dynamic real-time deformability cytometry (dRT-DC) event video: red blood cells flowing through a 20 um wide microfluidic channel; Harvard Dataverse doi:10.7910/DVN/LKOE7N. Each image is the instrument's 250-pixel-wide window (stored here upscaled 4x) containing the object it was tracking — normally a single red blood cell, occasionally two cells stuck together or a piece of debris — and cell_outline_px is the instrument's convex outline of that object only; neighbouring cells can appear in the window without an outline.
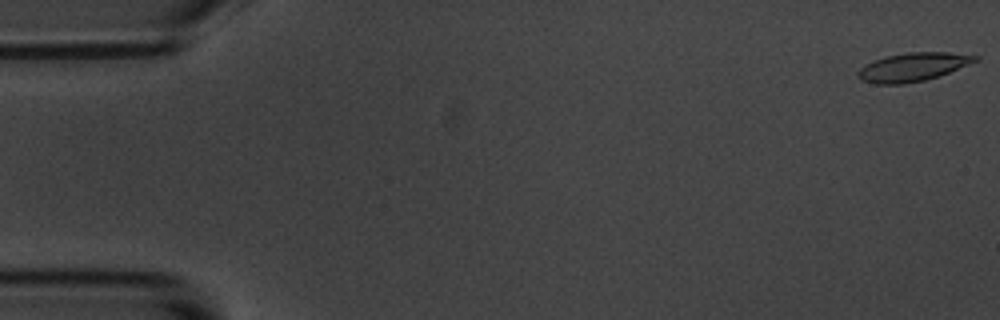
{"species": "common noctule bat (a hibernating species)", "species_latin": "Nyctalus noctula", "temperature_condition": "room temperature", "stored_images_in_passage": 2, "camera_frame_rate_fps": 3000, "um_per_image_px": 0.085, "animal": {"sex": "male", "body_mass_g": 20.1, "forearm_length_mm": 53.5}, "frame": {"image": 1, "passage_image": 2, "time_ms": 1.333, "image_size_px": [1000, 320], "cell_outline_px": [[980, 60], [948, 72], [924, 80], [904, 84], [876, 84], [860, 80], [856, 76], [856, 72], [860, 68], [884, 56], [908, 52], [948, 52], [980, 56]], "centroid_in_image_um": [77.58, 5.69], "position_along_channel_um": 7.4, "area_um2": 19.36}}